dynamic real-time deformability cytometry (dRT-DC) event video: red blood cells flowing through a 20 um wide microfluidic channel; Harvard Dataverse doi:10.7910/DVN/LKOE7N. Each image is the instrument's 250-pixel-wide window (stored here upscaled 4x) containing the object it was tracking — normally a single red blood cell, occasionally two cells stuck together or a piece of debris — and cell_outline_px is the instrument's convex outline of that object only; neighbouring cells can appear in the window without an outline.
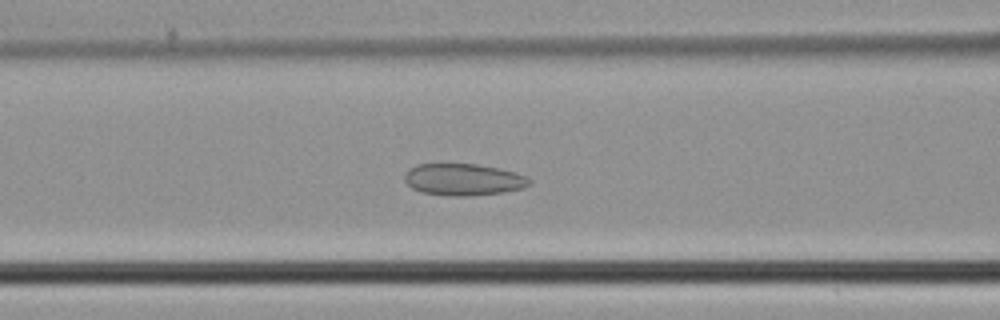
{"species": "common noctule bat (a hibernating species)", "species_latin": "Nyctalus noctula", "temperature_condition": "cold", "stored_images_in_passage": 47, "camera_frame_rate_fps": 3000, "um_per_image_px": 0.085, "animal": {"sex": "male", "body_mass_g": 21.5, "forearm_length_mm": 52.0}, "frame": {"image": 1, "passage_image": 20, "time_ms": 6.333, "image_size_px": [1000, 320], "cell_outline_px": [[532, 184], [524, 188], [504, 192], [472, 196], [456, 196], [420, 192], [412, 188], [404, 180], [404, 176], [416, 164], [476, 164], [500, 168], [516, 172], [532, 180]], "centroid_in_image_um": [39.44, 15.27], "position_along_channel_um": 127.2, "area_um2": 23.18}}
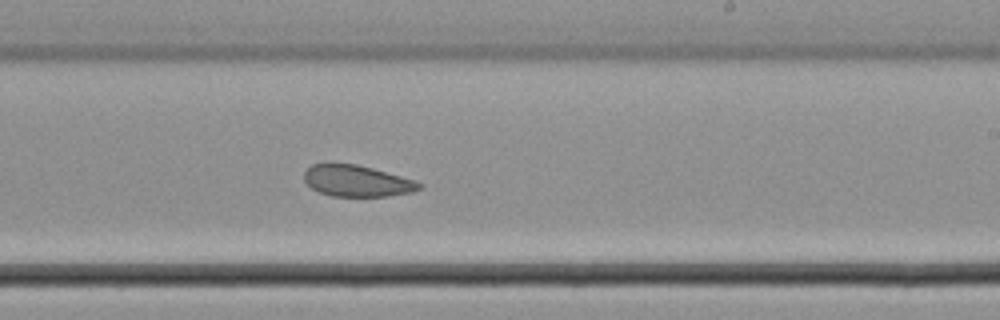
{"frame": {"image": 2, "passage_image": 29, "time_ms": 9.333, "image_size_px": [1000, 320], "cell_outline_px": [[424, 188], [412, 192], [388, 196], [332, 196], [320, 192], [312, 188], [304, 180], [304, 172], [312, 164], [328, 160], [332, 160], [356, 164], [372, 168], [400, 176], [424, 184]], "centroid_in_image_um": [30.29, 15.34], "position_along_channel_um": 258.7, "area_um2": 21.5}}
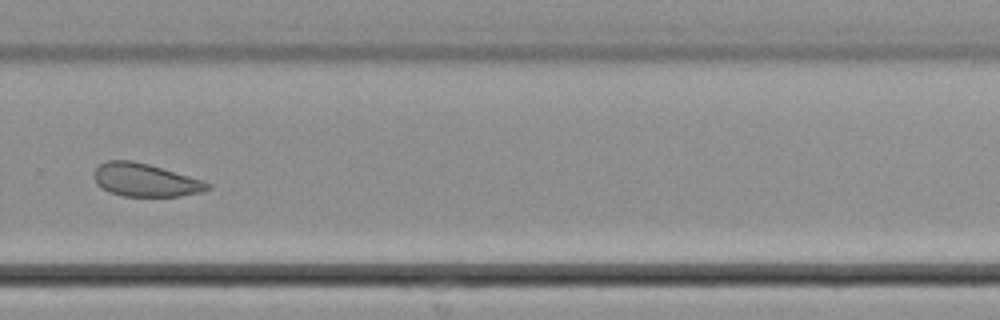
{"frame": {"image": 3, "passage_image": 33, "time_ms": 10.667, "image_size_px": [1000, 320], "cell_outline_px": [[212, 188], [204, 192], [180, 196], [124, 196], [108, 192], [100, 188], [96, 184], [92, 176], [96, 168], [100, 164], [108, 160], [132, 160], [148, 164], [188, 176], [212, 184]], "centroid_in_image_um": [12.32, 15.31], "position_along_channel_um": 317.5, "area_um2": 21.96}}